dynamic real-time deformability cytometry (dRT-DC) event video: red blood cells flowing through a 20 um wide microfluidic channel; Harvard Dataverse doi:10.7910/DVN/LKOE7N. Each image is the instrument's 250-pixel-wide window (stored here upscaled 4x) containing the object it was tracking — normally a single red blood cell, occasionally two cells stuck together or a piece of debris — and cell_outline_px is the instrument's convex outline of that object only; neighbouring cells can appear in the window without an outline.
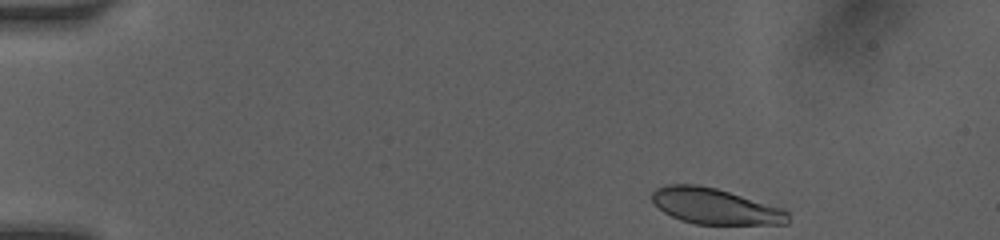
{"species": "human", "species_latin": "Homo sapiens", "temperature_condition": "room temperature", "stored_images_in_passage": 33, "camera_frame_rate_fps": 3000, "um_per_image_px": 0.085, "donor": {"sex": "female"}, "frame": {"image": 1, "passage_image": 1, "time_ms": 0.0, "image_size_px": [1000, 240], "cell_outline_px": [[788, 224], [696, 224], [680, 220], [664, 212], [652, 200], [652, 192], [656, 188], [668, 184], [700, 184], [716, 188], [784, 208], [788, 212]], "centroid_in_image_um": [60.79, 17.52], "position_along_channel_um": 24.2, "area_um2": 28.38}}
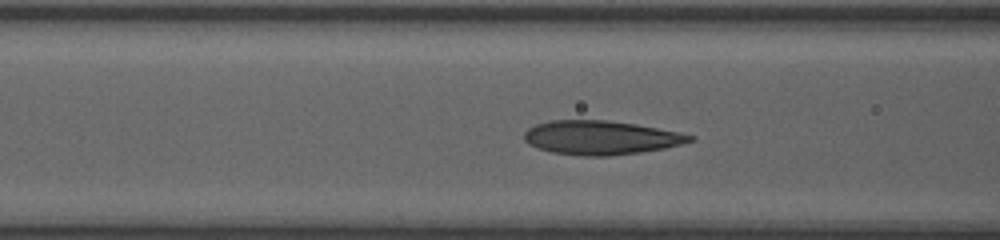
{"frame": {"image": 2, "passage_image": 24, "time_ms": 4.667, "image_size_px": [1000, 240], "cell_outline_px": [[696, 140], [664, 148], [640, 152], [608, 156], [580, 156], [552, 152], [536, 148], [528, 144], [524, 140], [524, 132], [528, 128], [536, 124], [552, 120], [604, 120], [636, 124], [696, 136]], "centroid_in_image_um": [51.03, 11.7], "position_along_channel_um": 115.6, "area_um2": 32.71}}
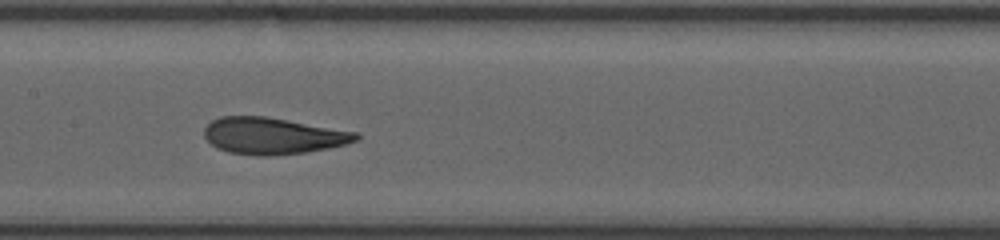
{"frame": {"image": 3, "passage_image": 32, "time_ms": 6.333, "image_size_px": [1000, 240], "cell_outline_px": [[360, 140], [328, 148], [308, 152], [268, 156], [260, 156], [228, 152], [216, 148], [204, 136], [204, 128], [212, 120], [220, 116], [264, 116], [356, 132], [360, 136]], "centroid_in_image_um": [23.17, 11.55], "position_along_channel_um": 184.2, "area_um2": 32.25}}